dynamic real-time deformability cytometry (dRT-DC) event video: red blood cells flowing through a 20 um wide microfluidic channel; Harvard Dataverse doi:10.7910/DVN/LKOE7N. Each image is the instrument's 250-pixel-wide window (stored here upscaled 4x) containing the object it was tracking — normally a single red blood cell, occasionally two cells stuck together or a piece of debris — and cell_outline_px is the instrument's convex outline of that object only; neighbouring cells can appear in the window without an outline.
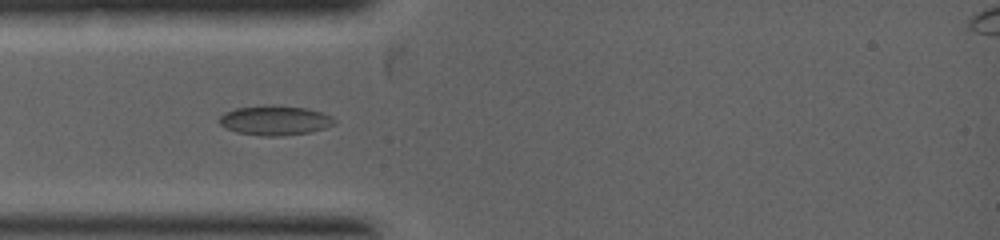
{"species": "common noctule bat (a hibernating species)", "species_latin": "Nyctalus noctula", "temperature_condition": "warm", "stored_images_in_passage": 4, "camera_frame_rate_fps": 5000, "um_per_image_px": 0.085, "animal": {"sex": "female", "body_mass_g": 19.0, "forearm_length_mm": 53.3}, "frame": {"image": 1, "passage_image": 4, "time_ms": 3.0, "image_size_px": [1000, 240], "cell_outline_px": [[336, 124], [324, 128], [308, 132], [280, 136], [268, 136], [236, 132], [220, 124], [216, 120], [224, 112], [236, 108], [272, 104], [308, 108], [332, 116], [336, 120]], "centroid_in_image_um": [23.37, 10.21], "position_along_channel_um": 61.6, "area_um2": 19.94}}